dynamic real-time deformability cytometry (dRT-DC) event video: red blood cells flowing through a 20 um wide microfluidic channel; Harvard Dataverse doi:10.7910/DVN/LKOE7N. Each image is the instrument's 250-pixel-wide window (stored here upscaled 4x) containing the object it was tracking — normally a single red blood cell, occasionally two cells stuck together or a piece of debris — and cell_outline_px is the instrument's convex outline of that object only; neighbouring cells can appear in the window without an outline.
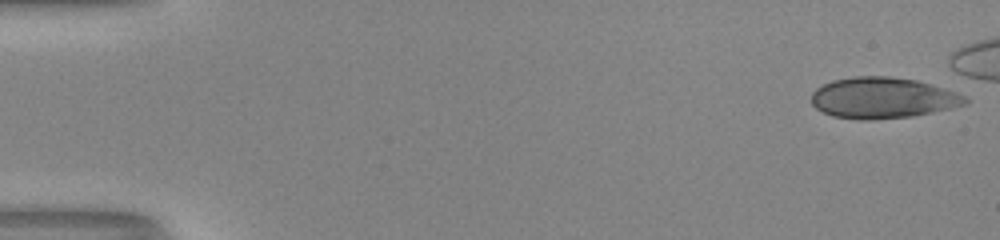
{"species": "human", "species_latin": "Homo sapiens", "temperature_condition": "room temperature", "stored_images_in_passage": 49, "camera_frame_rate_fps": 3000, "um_per_image_px": 0.085, "donor": {"sex": "male"}, "frame": {"image": 1, "passage_image": 1, "time_ms": 0.0, "image_size_px": [1000, 240], "cell_outline_px": [[968, 104], [952, 108], [912, 116], [872, 120], [860, 120], [832, 116], [816, 108], [812, 104], [812, 92], [816, 88], [832, 80], [856, 76], [892, 76], [916, 80], [932, 84], [956, 92], [964, 96], [968, 100]], "centroid_in_image_um": [75.03, 8.32], "position_along_channel_um": 10.0, "area_um2": 36.88}}
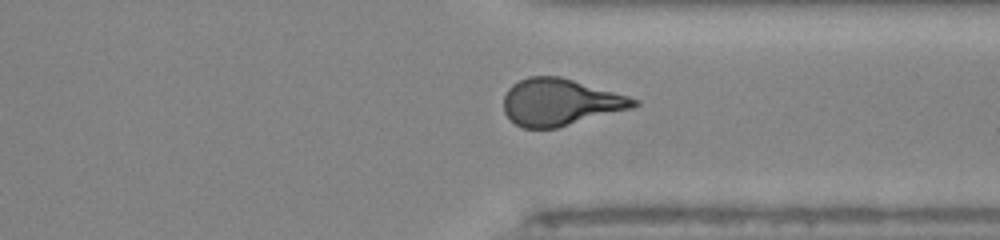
{"frame": {"image": 2, "passage_image": 40, "time_ms": 13.0, "image_size_px": [1000, 240], "cell_outline_px": [[640, 104], [632, 108], [556, 128], [524, 128], [516, 124], [504, 112], [504, 96], [508, 88], [512, 84], [528, 76], [560, 76], [628, 96], [640, 100]], "centroid_in_image_um": [47.61, 8.68], "position_along_channel_um": 363.8, "area_um2": 35.32}}
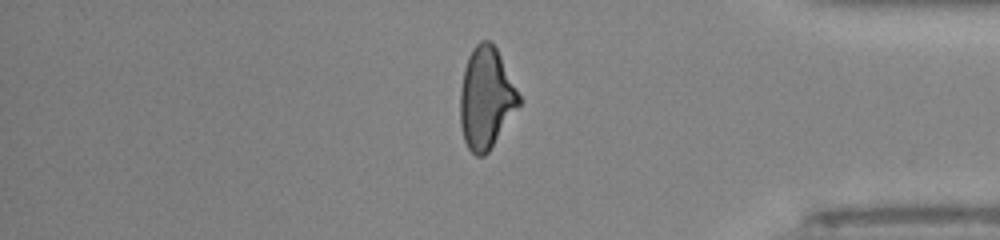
{"frame": {"image": 3, "passage_image": 44, "time_ms": 14.333, "image_size_px": [1000, 240], "cell_outline_px": [[520, 104], [488, 152], [484, 156], [476, 156], [468, 148], [464, 140], [460, 124], [460, 92], [464, 68], [468, 56], [472, 48], [480, 40], [488, 40], [496, 48], [520, 96]], "centroid_in_image_um": [41.29, 8.34], "position_along_channel_um": 393.9, "area_um2": 34.33}}